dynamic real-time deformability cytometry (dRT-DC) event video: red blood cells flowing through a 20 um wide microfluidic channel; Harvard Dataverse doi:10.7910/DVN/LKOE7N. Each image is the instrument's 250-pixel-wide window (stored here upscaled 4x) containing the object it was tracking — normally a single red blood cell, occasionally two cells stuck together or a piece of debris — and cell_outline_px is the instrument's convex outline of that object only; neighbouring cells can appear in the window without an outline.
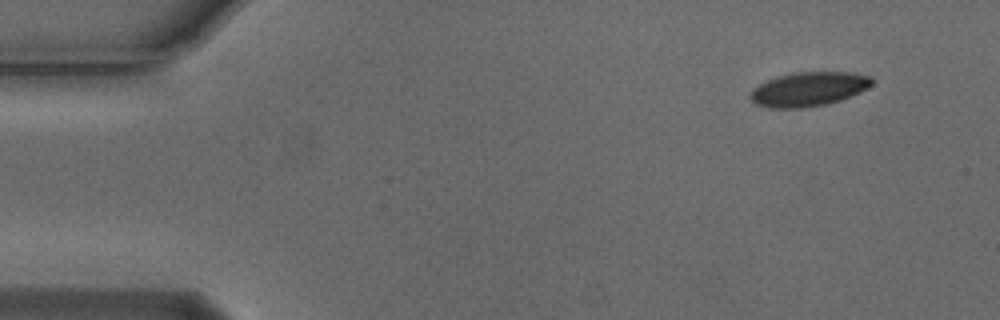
{"species": "Egyptian fruit bat (a non-hibernating species)", "species_latin": "Rousettus aegyptiacus", "temperature_condition": "cold", "stored_images_in_passage": 4, "camera_frame_rate_fps": 3000, "um_per_image_px": 0.085, "animal": {"sex": "male"}, "frame": {"image": 1, "passage_image": 1, "time_ms": 0.0, "image_size_px": [1000, 320], "cell_outline_px": [[872, 84], [840, 100], [828, 104], [800, 108], [772, 108], [756, 104], [748, 96], [752, 88], [776, 76], [792, 72], [852, 72], [872, 76]], "centroid_in_image_um": [68.68, 7.56], "position_along_channel_um": 16.3, "area_um2": 24.1}}